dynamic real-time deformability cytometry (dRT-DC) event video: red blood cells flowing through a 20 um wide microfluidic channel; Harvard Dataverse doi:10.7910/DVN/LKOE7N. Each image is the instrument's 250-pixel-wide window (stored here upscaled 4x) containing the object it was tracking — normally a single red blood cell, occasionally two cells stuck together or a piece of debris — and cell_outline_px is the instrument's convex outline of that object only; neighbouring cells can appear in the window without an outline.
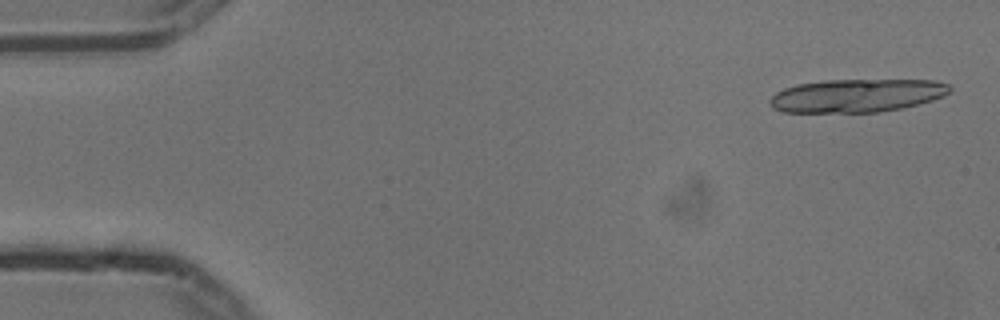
{"species": "common noctule bat (a hibernating species)", "species_latin": "Nyctalus noctula", "temperature_condition": "cold", "stored_images_in_passage": 13, "camera_frame_rate_fps": 3000, "um_per_image_px": 0.085, "animal": {"sex": "male", "body_mass_g": 13.3}, "frame": {"image": 1, "passage_image": 2, "time_ms": 0.333, "image_size_px": [1000, 320], "cell_outline_px": [[952, 88], [944, 96], [932, 100], [904, 108], [880, 112], [784, 112], [772, 108], [768, 100], [776, 92], [784, 88], [796, 84], [824, 80], [936, 80], [948, 84]], "centroid_in_image_um": [72.82, 8.12], "position_along_channel_um": 12.2, "area_um2": 35.03}}